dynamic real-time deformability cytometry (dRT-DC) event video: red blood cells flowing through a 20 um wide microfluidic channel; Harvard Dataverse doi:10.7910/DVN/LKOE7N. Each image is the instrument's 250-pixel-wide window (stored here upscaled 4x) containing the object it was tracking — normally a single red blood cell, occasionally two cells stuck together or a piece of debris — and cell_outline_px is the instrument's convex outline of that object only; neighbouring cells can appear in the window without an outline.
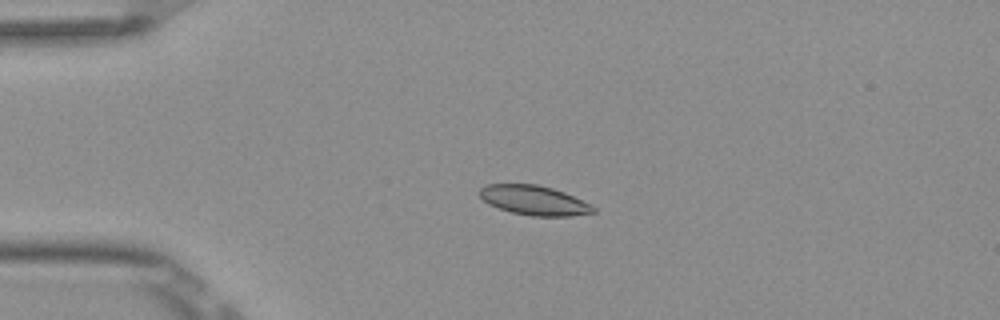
{"species": "Egyptian fruit bat (a non-hibernating species)", "species_latin": "Rousettus aegyptiacus", "temperature_condition": "room temperature", "stored_images_in_passage": 4, "camera_frame_rate_fps": 3000, "um_per_image_px": 0.085, "frame": {"image": 1, "passage_image": 3, "time_ms": 0.667, "image_size_px": [1000, 320], "cell_outline_px": [[596, 212], [568, 216], [532, 216], [512, 212], [488, 204], [476, 192], [480, 188], [488, 184], [536, 184], [552, 188], [564, 192], [596, 208]], "centroid_in_image_um": [45.35, 17.02], "position_along_channel_um": 39.7, "area_um2": 19.36}}